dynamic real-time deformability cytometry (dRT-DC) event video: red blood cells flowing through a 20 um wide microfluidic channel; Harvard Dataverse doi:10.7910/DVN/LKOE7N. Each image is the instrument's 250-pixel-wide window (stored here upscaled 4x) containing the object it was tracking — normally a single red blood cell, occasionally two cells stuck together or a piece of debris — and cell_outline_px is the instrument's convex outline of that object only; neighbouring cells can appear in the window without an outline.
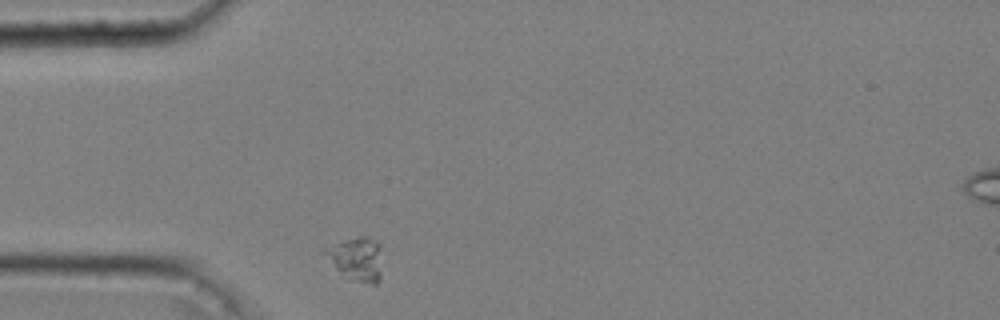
{"species": "common noctule bat (a hibernating species)", "species_latin": "Nyctalus noctula", "temperature_condition": "cold", "stored_images_in_passage": 43, "camera_frame_rate_fps": 3000, "um_per_image_px": 0.085, "animal": {"sex": "male", "body_mass_g": 20.4}, "frame": {"image": 1, "passage_image": 1, "time_ms": 0.0, "image_size_px": [1000, 320], "cell_outline_px": [[380, 280], [376, 284], [372, 284], [352, 280], [336, 268], [320, 252], [344, 240], [356, 236], [368, 236], [376, 240], [380, 244]], "centroid_in_image_um": [30.32, 21.99], "position_along_channel_um": 54.7, "area_um2": 14.33}}
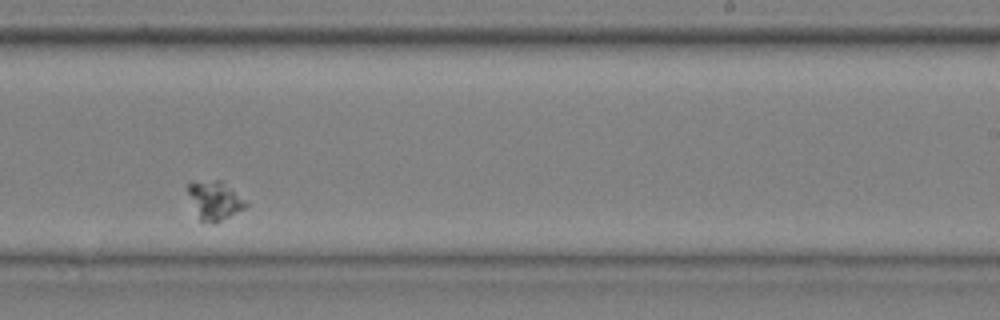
{"frame": {"image": 2, "passage_image": 22, "time_ms": 7.0, "image_size_px": [1000, 320], "cell_outline_px": [[248, 204], [244, 208], [216, 224], [212, 224], [200, 220], [188, 192], [188, 184], [216, 180], [220, 180], [244, 200]], "centroid_in_image_um": [18.26, 17.08], "position_along_channel_um": 270.7, "area_um2": 12.43}}
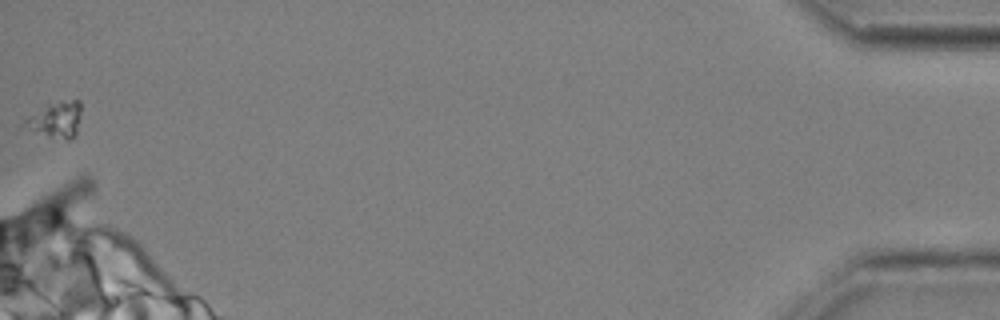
{"frame": {"image": 3, "passage_image": 43, "time_ms": 14.0, "image_size_px": [1000, 320], "cell_outline_px": [[80, 112], [76, 136], [68, 140], [48, 136], [20, 128], [20, 124], [28, 116], [48, 108], [72, 100], [80, 100]], "centroid_in_image_um": [4.71, 10.27], "position_along_channel_um": 430.5, "area_um2": 11.27}}